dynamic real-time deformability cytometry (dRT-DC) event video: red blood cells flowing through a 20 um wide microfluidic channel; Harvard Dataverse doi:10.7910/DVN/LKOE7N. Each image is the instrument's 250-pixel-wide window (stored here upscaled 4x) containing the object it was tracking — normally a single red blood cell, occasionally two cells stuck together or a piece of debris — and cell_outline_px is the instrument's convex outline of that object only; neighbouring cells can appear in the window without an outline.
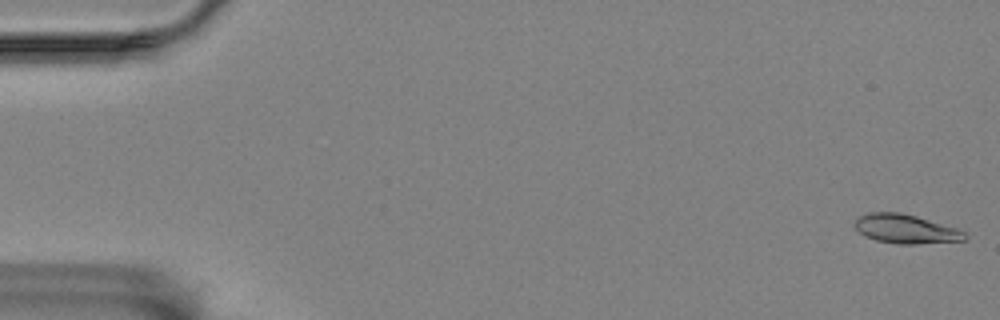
{"species": "Egyptian fruit bat (a non-hibernating species)", "species_latin": "Rousettus aegyptiacus", "temperature_condition": "room temperature", "stored_images_in_passage": 17, "camera_frame_rate_fps": 3000, "um_per_image_px": 0.085, "animal": {"sex": "female"}, "frame": {"image": 1, "passage_image": 1, "time_ms": 0.0, "image_size_px": [1000, 320], "cell_outline_px": [[968, 236], [964, 240], [916, 244], [896, 244], [876, 240], [864, 236], [852, 224], [860, 216], [868, 212], [900, 212], [916, 216], [956, 228], [964, 232]], "centroid_in_image_um": [76.95, 19.46], "position_along_channel_um": 8.0, "area_um2": 18.55}}
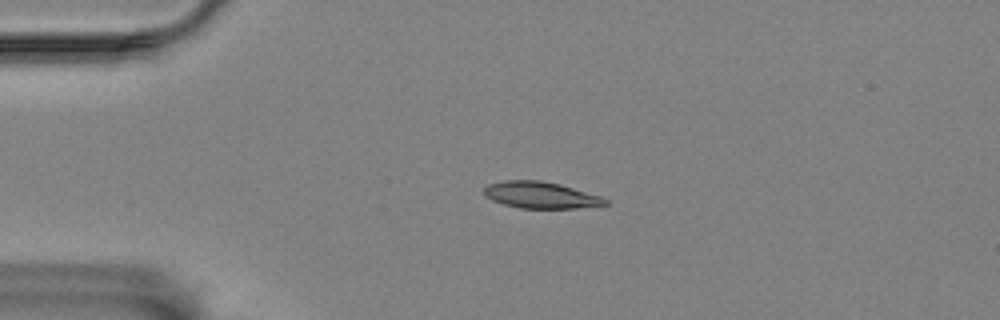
{"frame": {"image": 2, "passage_image": 13, "time_ms": 4.0, "image_size_px": [1000, 320], "cell_outline_px": [[608, 204], [576, 208], [520, 208], [504, 204], [492, 200], [484, 196], [484, 188], [488, 184], [504, 180], [540, 180], [560, 184], [600, 196], [608, 200]], "centroid_in_image_um": [45.93, 16.57], "position_along_channel_um": 39.1, "area_um2": 18.67}}